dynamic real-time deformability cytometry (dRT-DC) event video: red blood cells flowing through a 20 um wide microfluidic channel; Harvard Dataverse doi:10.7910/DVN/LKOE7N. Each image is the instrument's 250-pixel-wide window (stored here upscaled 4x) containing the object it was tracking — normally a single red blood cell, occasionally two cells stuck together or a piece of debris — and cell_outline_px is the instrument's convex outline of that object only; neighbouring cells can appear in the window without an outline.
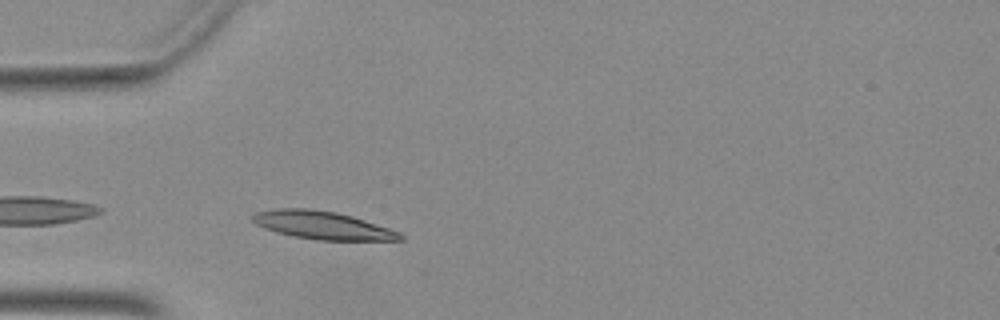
{"species": "Egyptian fruit bat (a non-hibernating species)", "species_latin": "Rousettus aegyptiacus", "temperature_condition": "warm", "stored_images_in_passage": 14, "camera_frame_rate_fps": 3000, "um_per_image_px": 0.085, "animal": {"sex": "female"}, "frame": {"image": 1, "passage_image": 3, "time_ms": 0.667, "image_size_px": [1000, 320], "cell_outline_px": [[404, 240], [316, 240], [292, 236], [276, 232], [264, 228], [256, 224], [252, 220], [252, 216], [256, 212], [280, 208], [308, 208], [336, 212], [352, 216], [400, 232], [404, 236]], "centroid_in_image_um": [27.4, 19.15], "position_along_channel_um": 57.6, "area_um2": 23.99}}